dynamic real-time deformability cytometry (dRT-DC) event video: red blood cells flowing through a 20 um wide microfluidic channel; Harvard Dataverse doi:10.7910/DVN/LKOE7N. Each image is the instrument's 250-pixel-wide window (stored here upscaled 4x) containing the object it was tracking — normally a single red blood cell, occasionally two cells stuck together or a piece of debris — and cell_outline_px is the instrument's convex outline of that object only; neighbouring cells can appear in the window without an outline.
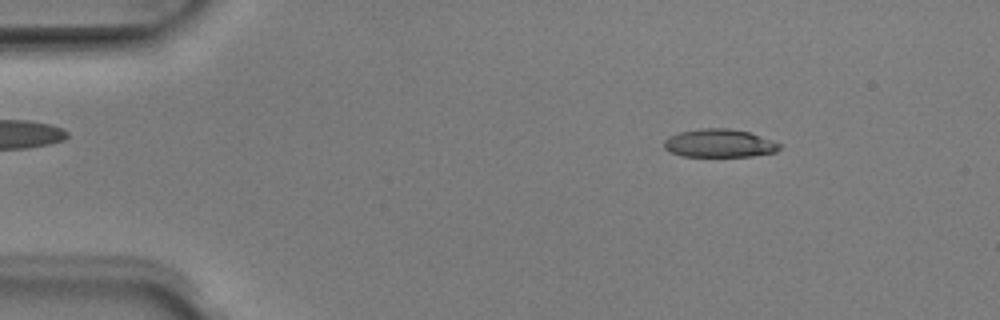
{"species": "Egyptian fruit bat (a non-hibernating species)", "species_latin": "Rousettus aegyptiacus", "temperature_condition": "room temperature", "stored_images_in_passage": 50, "camera_frame_rate_fps": 3000, "um_per_image_px": 0.085, "animal": {"sex": "male"}, "frame": {"image": 1, "passage_image": 7, "time_ms": 2.0, "image_size_px": [1000, 320], "cell_outline_px": [[780, 148], [776, 152], [752, 156], [680, 156], [668, 152], [664, 148], [664, 140], [668, 136], [680, 132], [700, 128], [728, 128], [748, 132], [780, 144]], "centroid_in_image_um": [61.07, 12.18], "position_along_channel_um": 23.9, "area_um2": 18.9}}
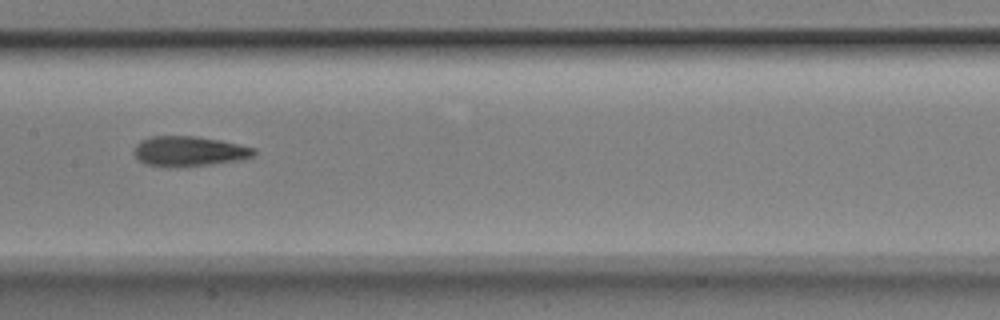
{"frame": {"image": 2, "passage_image": 25, "time_ms": 8.0, "image_size_px": [1000, 320], "cell_outline_px": [[256, 156], [240, 160], [208, 164], [144, 164], [132, 152], [132, 148], [140, 140], [152, 136], [196, 136], [220, 140], [256, 148]], "centroid_in_image_um": [16.1, 12.8], "position_along_channel_um": 191.3, "area_um2": 20.35}}
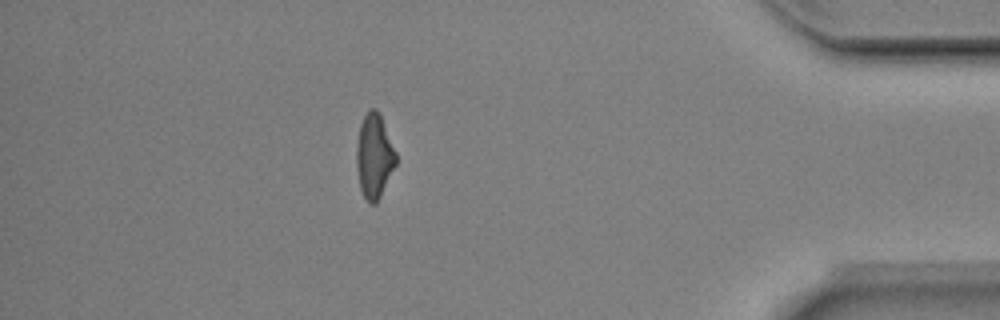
{"frame": {"image": 3, "passage_image": 44, "time_ms": 14.333, "image_size_px": [1000, 320], "cell_outline_px": [[396, 164], [376, 204], [368, 204], [360, 188], [356, 168], [356, 148], [360, 124], [364, 116], [372, 108], [376, 108], [380, 116], [396, 152]], "centroid_in_image_um": [31.79, 13.31], "position_along_channel_um": 403.4, "area_um2": 19.13}, "authors_computed_cell_mechanics": {"area_um2": 19.8543, "velocity_mm_per_s": 4.016, "shape_relaxation_time_tau1_ms": 7.534, "shape_relaxation_time_tau2_ms": 3.0623, "deformation_change_tau1": 0.2058, "deformation_change_tau2": 0.1182}}